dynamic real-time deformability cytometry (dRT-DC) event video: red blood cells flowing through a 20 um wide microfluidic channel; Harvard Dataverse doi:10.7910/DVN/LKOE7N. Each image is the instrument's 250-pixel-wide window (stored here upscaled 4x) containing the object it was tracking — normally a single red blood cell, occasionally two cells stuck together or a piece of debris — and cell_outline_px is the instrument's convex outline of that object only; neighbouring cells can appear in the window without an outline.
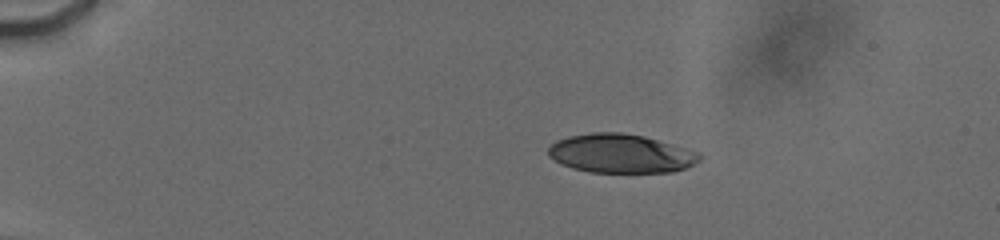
{"species": "human", "species_latin": "Homo sapiens", "temperature_condition": "cold", "stored_images_in_passage": 16, "camera_frame_rate_fps": 3000, "um_per_image_px": 0.085, "donor": {"sex": "male"}, "frame": {"image": 1, "passage_image": 10, "time_ms": 3.333, "image_size_px": [1000, 240], "cell_outline_px": [[704, 156], [700, 160], [684, 168], [672, 172], [592, 172], [572, 168], [560, 164], [548, 156], [548, 148], [556, 140], [568, 136], [592, 132], [624, 132], [644, 136], [700, 152]], "centroid_in_image_um": [52.75, 13.04], "position_along_channel_um": 32.2, "area_um2": 34.39}}
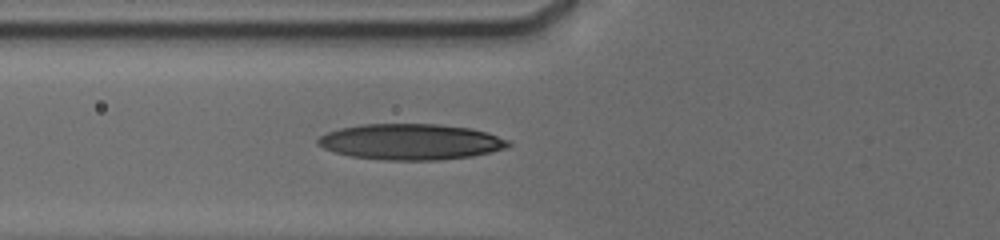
{"frame": {"image": 2, "passage_image": 16, "time_ms": 7.0, "image_size_px": [1000, 240], "cell_outline_px": [[512, 144], [508, 148], [472, 156], [436, 160], [384, 160], [352, 156], [336, 152], [324, 148], [316, 144], [316, 140], [320, 136], [328, 132], [340, 128], [364, 124], [440, 124], [472, 128], [508, 140]], "centroid_in_image_um": [34.92, 12.05], "position_along_channel_um": 90.9, "area_um2": 39.71}}